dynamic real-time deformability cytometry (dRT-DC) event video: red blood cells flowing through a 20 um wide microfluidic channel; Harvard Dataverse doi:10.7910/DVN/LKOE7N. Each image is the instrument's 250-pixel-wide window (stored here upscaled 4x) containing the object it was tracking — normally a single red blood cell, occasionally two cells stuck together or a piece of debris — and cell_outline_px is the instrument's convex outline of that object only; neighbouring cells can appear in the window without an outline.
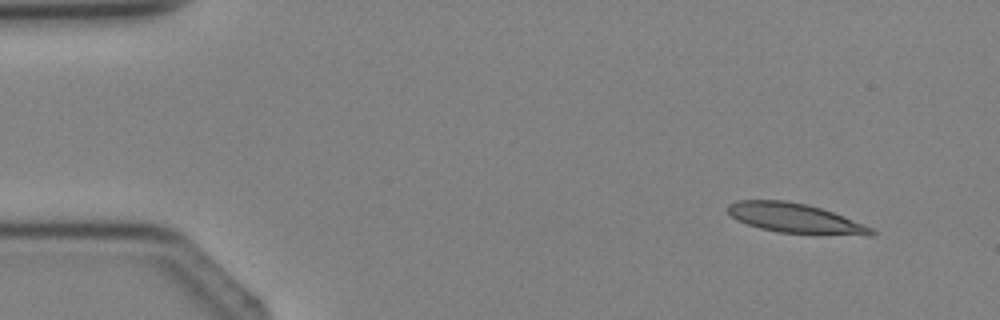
{"species": "Egyptian fruit bat (a non-hibernating species)", "species_latin": "Rousettus aegyptiacus", "temperature_condition": "cold", "stored_images_in_passage": 3, "camera_frame_rate_fps": 3000, "um_per_image_px": 0.085, "animal": {"sex": "female"}, "frame": {"image": 1, "passage_image": 1, "time_ms": 0.0, "image_size_px": [1000, 320], "cell_outline_px": [[876, 232], [872, 236], [868, 236], [776, 232], [760, 228], [736, 220], [728, 212], [728, 204], [736, 200], [784, 200], [808, 204], [832, 212], [872, 228]], "centroid_in_image_um": [67.57, 18.55], "position_along_channel_um": 17.4, "area_um2": 24.68}}